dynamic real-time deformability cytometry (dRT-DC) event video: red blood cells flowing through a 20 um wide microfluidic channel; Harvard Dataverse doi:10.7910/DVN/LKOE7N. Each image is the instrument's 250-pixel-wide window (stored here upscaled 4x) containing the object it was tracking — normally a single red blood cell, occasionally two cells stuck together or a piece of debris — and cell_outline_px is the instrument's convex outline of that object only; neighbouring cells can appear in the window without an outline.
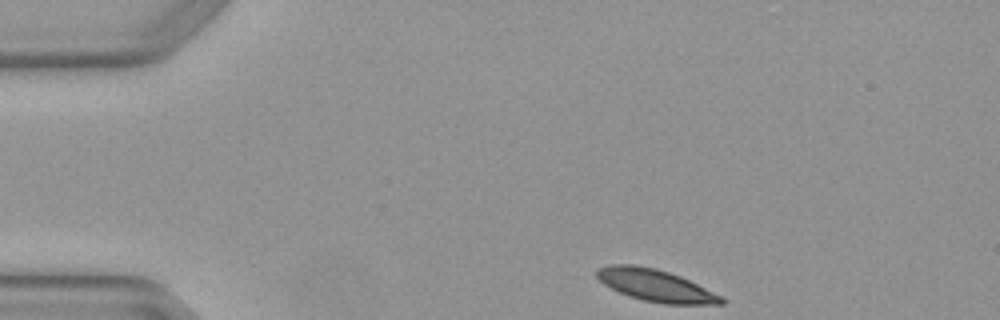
{"species": "Egyptian fruit bat (a non-hibernating species)", "species_latin": "Rousettus aegyptiacus", "temperature_condition": "warm", "stored_images_in_passage": 4, "camera_frame_rate_fps": 3000, "um_per_image_px": 0.085, "animal": {"sex": "female"}, "frame": {"image": 1, "passage_image": 1, "time_ms": 0.0, "image_size_px": [1000, 320], "cell_outline_px": [[724, 304], [664, 304], [644, 300], [628, 296], [604, 284], [596, 276], [596, 268], [612, 264], [632, 264], [656, 268], [680, 276], [724, 296]], "centroid_in_image_um": [55.74, 24.26], "position_along_channel_um": 29.3, "area_um2": 23.24}}
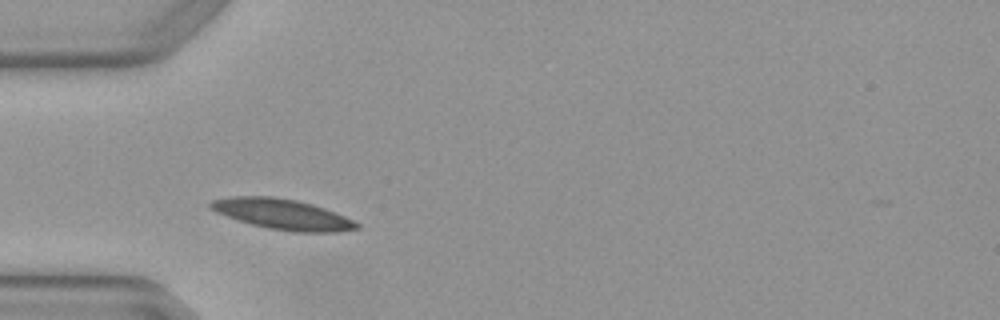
{"frame": {"image": 2, "passage_image": 3, "time_ms": 0.667, "image_size_px": [1000, 320], "cell_outline_px": [[360, 228], [340, 232], [292, 232], [268, 228], [252, 224], [216, 212], [208, 208], [208, 204], [212, 200], [232, 196], [272, 196], [296, 200], [312, 204], [336, 212], [360, 224]], "centroid_in_image_um": [24.02, 18.21], "position_along_channel_um": 61.0, "area_um2": 25.89}}
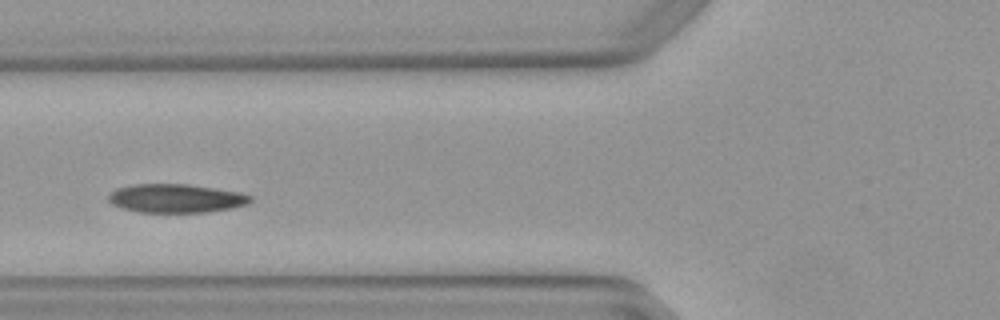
{"frame": {"image": 3, "passage_image": 4, "time_ms": 1.0, "image_size_px": [1000, 320], "cell_outline_px": [[252, 200], [248, 204], [232, 208], [208, 212], [140, 212], [124, 208], [112, 204], [108, 200], [108, 192], [116, 188], [132, 184], [188, 184], [216, 188], [240, 192], [252, 196]], "centroid_in_image_um": [14.96, 16.85], "position_along_channel_um": 110.8, "area_um2": 23.87}}